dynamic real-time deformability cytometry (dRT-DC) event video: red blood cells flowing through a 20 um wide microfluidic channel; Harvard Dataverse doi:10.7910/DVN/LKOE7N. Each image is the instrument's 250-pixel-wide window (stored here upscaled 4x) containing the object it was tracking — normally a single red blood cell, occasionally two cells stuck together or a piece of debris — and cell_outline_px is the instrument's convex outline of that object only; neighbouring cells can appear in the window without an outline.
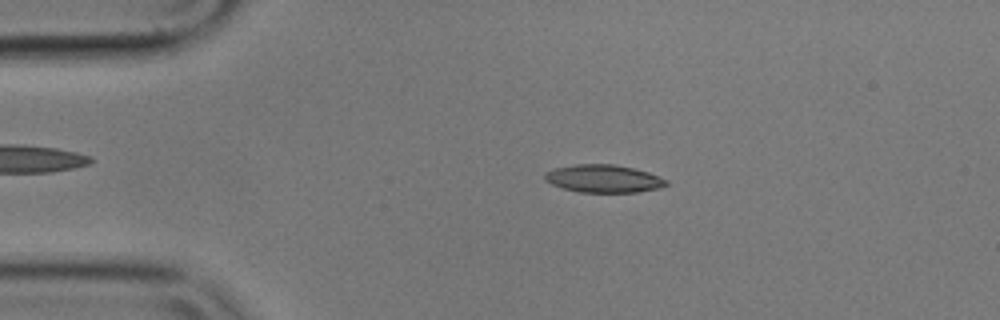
{"species": "common noctule bat (a hibernating species)", "species_latin": "Nyctalus noctula", "temperature_condition": "cold", "stored_images_in_passage": 55, "camera_frame_rate_fps": 3000, "um_per_image_px": 0.085, "animal": {"sex": "male", "body_mass_g": 17.9}, "frame": {"image": 1, "passage_image": 10, "time_ms": 3.0, "image_size_px": [1000, 320], "cell_outline_px": [[668, 184], [656, 188], [636, 192], [580, 192], [564, 188], [552, 184], [544, 180], [544, 172], [556, 168], [576, 164], [612, 164], [632, 168], [648, 172], [668, 180]], "centroid_in_image_um": [51.27, 15.18], "position_along_channel_um": 33.7, "area_um2": 19.42}}
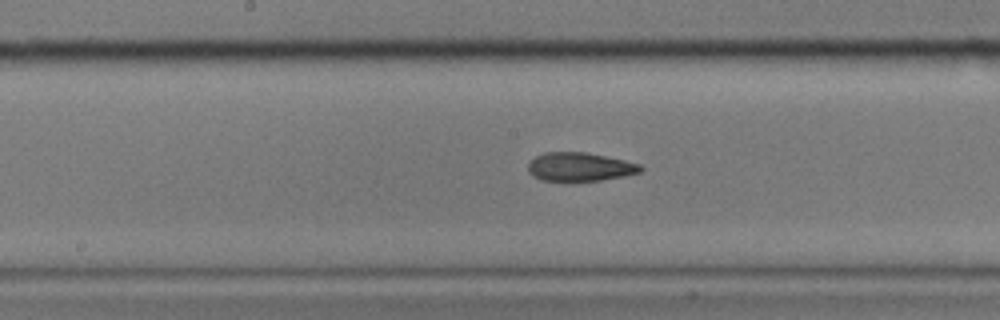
{"frame": {"image": 2, "passage_image": 27, "time_ms": 8.667, "image_size_px": [1000, 320], "cell_outline_px": [[644, 168], [640, 172], [624, 176], [600, 180], [540, 180], [532, 176], [528, 172], [528, 164], [536, 156], [544, 152], [584, 152], [624, 160], [640, 164]], "centroid_in_image_um": [49.27, 14.18], "position_along_channel_um": 198.9, "area_um2": 18.55}}
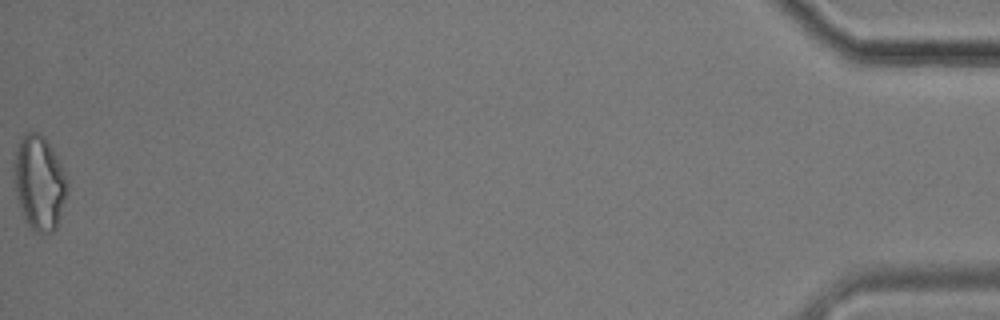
{"frame": {"image": 3, "passage_image": 55, "time_ms": 18.0, "image_size_px": [1000, 320], "cell_outline_px": [[68, 188], [56, 228], [52, 232], [40, 232], [32, 228], [28, 224], [24, 216], [16, 196], [12, 176], [12, 164], [16, 144], [20, 136], [24, 132], [40, 132], [44, 136], [52, 148], [68, 180]], "centroid_in_image_um": [3.29, 15.45], "position_along_channel_um": 431.9, "area_um2": 29.59}, "authors_computed_cell_mechanics": {"area_um2": 19.5942, "velocity_mm_per_s": 3.5613, "shape_relaxation_time_tau1_ms": 10.4027, "shape_relaxation_time_tau2_ms": 4.2346, "deformation_change_tau1": 0.2259, "deformation_change_tau2": 0.1332}}